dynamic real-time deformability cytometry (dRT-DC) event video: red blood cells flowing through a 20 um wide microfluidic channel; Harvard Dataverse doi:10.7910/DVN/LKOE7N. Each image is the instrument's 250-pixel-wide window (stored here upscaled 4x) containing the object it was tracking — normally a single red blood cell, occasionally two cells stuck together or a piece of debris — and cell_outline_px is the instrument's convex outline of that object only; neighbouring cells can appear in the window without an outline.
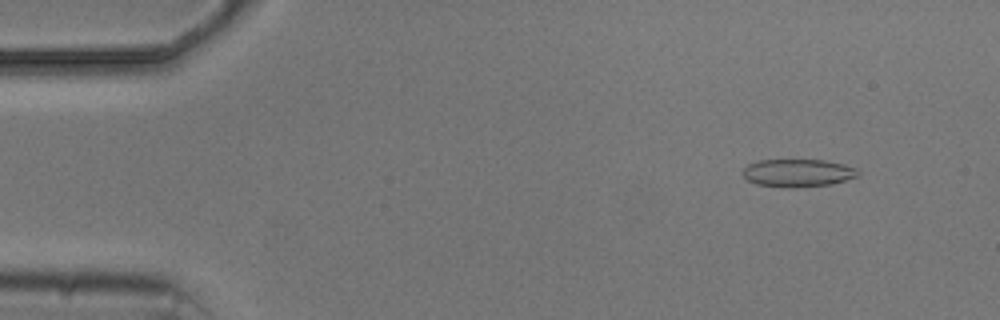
{"species": "common noctule bat (a hibernating species)", "species_latin": "Nyctalus noctula", "temperature_condition": "cold", "stored_images_in_passage": 5, "camera_frame_rate_fps": 3000, "um_per_image_px": 0.085, "animal": {"sex": "male", "body_mass_g": 20.5, "forearm_length_mm": 52.5}, "frame": {"image": 1, "passage_image": 2, "time_ms": 1.333, "image_size_px": [1000, 320], "cell_outline_px": [[860, 176], [832, 184], [792, 188], [756, 184], [748, 180], [740, 172], [748, 164], [760, 160], [824, 160], [844, 164], [856, 168], [860, 172]], "centroid_in_image_um": [67.84, 14.7], "position_along_channel_um": 17.2, "area_um2": 18.79}}
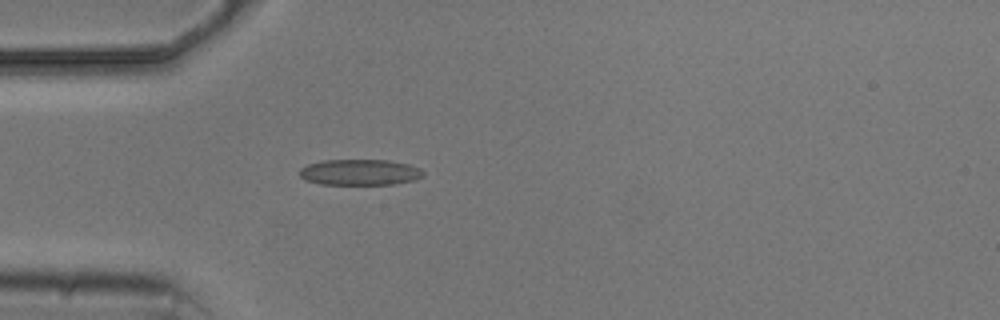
{"frame": {"image": 2, "passage_image": 5, "time_ms": 4.667, "image_size_px": [1000, 320], "cell_outline_px": [[424, 176], [416, 180], [396, 184], [320, 184], [304, 180], [300, 176], [300, 168], [308, 164], [324, 160], [388, 160], [408, 164], [420, 168], [424, 172]], "centroid_in_image_um": [30.61, 14.64], "position_along_channel_um": 54.4, "area_um2": 18.79}}